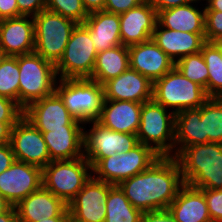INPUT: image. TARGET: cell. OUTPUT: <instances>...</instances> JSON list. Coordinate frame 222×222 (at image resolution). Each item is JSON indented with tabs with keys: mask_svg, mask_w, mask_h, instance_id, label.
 I'll list each match as a JSON object with an SVG mask.
<instances>
[{
	"mask_svg": "<svg viewBox=\"0 0 222 222\" xmlns=\"http://www.w3.org/2000/svg\"><path fill=\"white\" fill-rule=\"evenodd\" d=\"M184 184L177 159L160 156L148 169L118 186L135 208L146 212L168 209Z\"/></svg>",
	"mask_w": 222,
	"mask_h": 222,
	"instance_id": "1",
	"label": "cell"
},
{
	"mask_svg": "<svg viewBox=\"0 0 222 222\" xmlns=\"http://www.w3.org/2000/svg\"><path fill=\"white\" fill-rule=\"evenodd\" d=\"M185 184L198 189H222V144L185 147L176 157Z\"/></svg>",
	"mask_w": 222,
	"mask_h": 222,
	"instance_id": "2",
	"label": "cell"
},
{
	"mask_svg": "<svg viewBox=\"0 0 222 222\" xmlns=\"http://www.w3.org/2000/svg\"><path fill=\"white\" fill-rule=\"evenodd\" d=\"M19 105L25 109L29 104L56 91L59 80L55 65L36 52L18 55Z\"/></svg>",
	"mask_w": 222,
	"mask_h": 222,
	"instance_id": "3",
	"label": "cell"
},
{
	"mask_svg": "<svg viewBox=\"0 0 222 222\" xmlns=\"http://www.w3.org/2000/svg\"><path fill=\"white\" fill-rule=\"evenodd\" d=\"M169 111V112H168ZM175 114L153 99L142 103L138 142L160 156H172L175 145Z\"/></svg>",
	"mask_w": 222,
	"mask_h": 222,
	"instance_id": "4",
	"label": "cell"
},
{
	"mask_svg": "<svg viewBox=\"0 0 222 222\" xmlns=\"http://www.w3.org/2000/svg\"><path fill=\"white\" fill-rule=\"evenodd\" d=\"M68 112L82 123L96 121L100 116L104 87L90 78L59 79L55 91Z\"/></svg>",
	"mask_w": 222,
	"mask_h": 222,
	"instance_id": "5",
	"label": "cell"
},
{
	"mask_svg": "<svg viewBox=\"0 0 222 222\" xmlns=\"http://www.w3.org/2000/svg\"><path fill=\"white\" fill-rule=\"evenodd\" d=\"M209 98L204 88L186 78L176 67L153 82L152 99L174 114L199 108Z\"/></svg>",
	"mask_w": 222,
	"mask_h": 222,
	"instance_id": "6",
	"label": "cell"
},
{
	"mask_svg": "<svg viewBox=\"0 0 222 222\" xmlns=\"http://www.w3.org/2000/svg\"><path fill=\"white\" fill-rule=\"evenodd\" d=\"M34 52L56 65L61 59L77 23L62 15L44 9L33 17Z\"/></svg>",
	"mask_w": 222,
	"mask_h": 222,
	"instance_id": "7",
	"label": "cell"
},
{
	"mask_svg": "<svg viewBox=\"0 0 222 222\" xmlns=\"http://www.w3.org/2000/svg\"><path fill=\"white\" fill-rule=\"evenodd\" d=\"M92 176V166L84 156L51 161L42 169L43 186L67 205Z\"/></svg>",
	"mask_w": 222,
	"mask_h": 222,
	"instance_id": "8",
	"label": "cell"
},
{
	"mask_svg": "<svg viewBox=\"0 0 222 222\" xmlns=\"http://www.w3.org/2000/svg\"><path fill=\"white\" fill-rule=\"evenodd\" d=\"M158 155L151 147L138 143L127 153H116L101 159L93 168V177L112 185L148 169L158 160Z\"/></svg>",
	"mask_w": 222,
	"mask_h": 222,
	"instance_id": "9",
	"label": "cell"
},
{
	"mask_svg": "<svg viewBox=\"0 0 222 222\" xmlns=\"http://www.w3.org/2000/svg\"><path fill=\"white\" fill-rule=\"evenodd\" d=\"M97 56L88 27L77 24L64 53L55 65L59 79L91 78Z\"/></svg>",
	"mask_w": 222,
	"mask_h": 222,
	"instance_id": "10",
	"label": "cell"
},
{
	"mask_svg": "<svg viewBox=\"0 0 222 222\" xmlns=\"http://www.w3.org/2000/svg\"><path fill=\"white\" fill-rule=\"evenodd\" d=\"M89 130L84 127V157L92 168L103 158L115 155L116 153H127L138 142L136 134L115 132L104 127L97 121L84 123L90 124Z\"/></svg>",
	"mask_w": 222,
	"mask_h": 222,
	"instance_id": "11",
	"label": "cell"
},
{
	"mask_svg": "<svg viewBox=\"0 0 222 222\" xmlns=\"http://www.w3.org/2000/svg\"><path fill=\"white\" fill-rule=\"evenodd\" d=\"M23 116L42 133L57 129H84L85 126L68 112L56 92L29 104Z\"/></svg>",
	"mask_w": 222,
	"mask_h": 222,
	"instance_id": "12",
	"label": "cell"
},
{
	"mask_svg": "<svg viewBox=\"0 0 222 222\" xmlns=\"http://www.w3.org/2000/svg\"><path fill=\"white\" fill-rule=\"evenodd\" d=\"M114 185L93 176L67 205L72 222H105L106 201Z\"/></svg>",
	"mask_w": 222,
	"mask_h": 222,
	"instance_id": "13",
	"label": "cell"
},
{
	"mask_svg": "<svg viewBox=\"0 0 222 222\" xmlns=\"http://www.w3.org/2000/svg\"><path fill=\"white\" fill-rule=\"evenodd\" d=\"M10 144L15 160L42 169L51 162L42 132L24 116L12 127Z\"/></svg>",
	"mask_w": 222,
	"mask_h": 222,
	"instance_id": "14",
	"label": "cell"
},
{
	"mask_svg": "<svg viewBox=\"0 0 222 222\" xmlns=\"http://www.w3.org/2000/svg\"><path fill=\"white\" fill-rule=\"evenodd\" d=\"M42 185V168L22 161L15 160L0 174V194L11 206H16Z\"/></svg>",
	"mask_w": 222,
	"mask_h": 222,
	"instance_id": "15",
	"label": "cell"
},
{
	"mask_svg": "<svg viewBox=\"0 0 222 222\" xmlns=\"http://www.w3.org/2000/svg\"><path fill=\"white\" fill-rule=\"evenodd\" d=\"M129 67L151 82L162 78L175 67V62L152 40L128 46Z\"/></svg>",
	"mask_w": 222,
	"mask_h": 222,
	"instance_id": "16",
	"label": "cell"
},
{
	"mask_svg": "<svg viewBox=\"0 0 222 222\" xmlns=\"http://www.w3.org/2000/svg\"><path fill=\"white\" fill-rule=\"evenodd\" d=\"M119 18L122 45L128 47L152 39L157 24V11L146 0L119 14Z\"/></svg>",
	"mask_w": 222,
	"mask_h": 222,
	"instance_id": "17",
	"label": "cell"
},
{
	"mask_svg": "<svg viewBox=\"0 0 222 222\" xmlns=\"http://www.w3.org/2000/svg\"><path fill=\"white\" fill-rule=\"evenodd\" d=\"M104 99L144 103L152 100L153 82L130 67L103 84Z\"/></svg>",
	"mask_w": 222,
	"mask_h": 222,
	"instance_id": "18",
	"label": "cell"
},
{
	"mask_svg": "<svg viewBox=\"0 0 222 222\" xmlns=\"http://www.w3.org/2000/svg\"><path fill=\"white\" fill-rule=\"evenodd\" d=\"M18 222H37L43 218L69 217L67 204L43 185L16 206Z\"/></svg>",
	"mask_w": 222,
	"mask_h": 222,
	"instance_id": "19",
	"label": "cell"
},
{
	"mask_svg": "<svg viewBox=\"0 0 222 222\" xmlns=\"http://www.w3.org/2000/svg\"><path fill=\"white\" fill-rule=\"evenodd\" d=\"M0 46L8 56H18L34 52L35 33L33 17L20 16L0 20Z\"/></svg>",
	"mask_w": 222,
	"mask_h": 222,
	"instance_id": "20",
	"label": "cell"
},
{
	"mask_svg": "<svg viewBox=\"0 0 222 222\" xmlns=\"http://www.w3.org/2000/svg\"><path fill=\"white\" fill-rule=\"evenodd\" d=\"M142 103L132 101H103L98 123L115 132L136 134L140 124Z\"/></svg>",
	"mask_w": 222,
	"mask_h": 222,
	"instance_id": "21",
	"label": "cell"
},
{
	"mask_svg": "<svg viewBox=\"0 0 222 222\" xmlns=\"http://www.w3.org/2000/svg\"><path fill=\"white\" fill-rule=\"evenodd\" d=\"M152 40L176 63L179 59L199 53L205 41V34L175 31L161 27L158 23Z\"/></svg>",
	"mask_w": 222,
	"mask_h": 222,
	"instance_id": "22",
	"label": "cell"
},
{
	"mask_svg": "<svg viewBox=\"0 0 222 222\" xmlns=\"http://www.w3.org/2000/svg\"><path fill=\"white\" fill-rule=\"evenodd\" d=\"M201 1L158 11L157 23L175 31L205 34V8L201 10L196 4Z\"/></svg>",
	"mask_w": 222,
	"mask_h": 222,
	"instance_id": "23",
	"label": "cell"
},
{
	"mask_svg": "<svg viewBox=\"0 0 222 222\" xmlns=\"http://www.w3.org/2000/svg\"><path fill=\"white\" fill-rule=\"evenodd\" d=\"M177 222H207L210 215L202 189L184 184L168 207Z\"/></svg>",
	"mask_w": 222,
	"mask_h": 222,
	"instance_id": "24",
	"label": "cell"
},
{
	"mask_svg": "<svg viewBox=\"0 0 222 222\" xmlns=\"http://www.w3.org/2000/svg\"><path fill=\"white\" fill-rule=\"evenodd\" d=\"M84 24L89 29L97 53L122 45L119 14L104 10L91 12Z\"/></svg>",
	"mask_w": 222,
	"mask_h": 222,
	"instance_id": "25",
	"label": "cell"
},
{
	"mask_svg": "<svg viewBox=\"0 0 222 222\" xmlns=\"http://www.w3.org/2000/svg\"><path fill=\"white\" fill-rule=\"evenodd\" d=\"M42 134L51 161L73 160L84 156V129H57Z\"/></svg>",
	"mask_w": 222,
	"mask_h": 222,
	"instance_id": "26",
	"label": "cell"
},
{
	"mask_svg": "<svg viewBox=\"0 0 222 222\" xmlns=\"http://www.w3.org/2000/svg\"><path fill=\"white\" fill-rule=\"evenodd\" d=\"M174 129L175 145L173 157H176L185 147L208 143V137H203L201 106L176 113Z\"/></svg>",
	"mask_w": 222,
	"mask_h": 222,
	"instance_id": "27",
	"label": "cell"
},
{
	"mask_svg": "<svg viewBox=\"0 0 222 222\" xmlns=\"http://www.w3.org/2000/svg\"><path fill=\"white\" fill-rule=\"evenodd\" d=\"M129 68V50L118 45L97 53L93 73L90 79L103 85L108 80L122 74Z\"/></svg>",
	"mask_w": 222,
	"mask_h": 222,
	"instance_id": "28",
	"label": "cell"
},
{
	"mask_svg": "<svg viewBox=\"0 0 222 222\" xmlns=\"http://www.w3.org/2000/svg\"><path fill=\"white\" fill-rule=\"evenodd\" d=\"M105 222H141L143 212L135 208L118 185L108 192Z\"/></svg>",
	"mask_w": 222,
	"mask_h": 222,
	"instance_id": "29",
	"label": "cell"
},
{
	"mask_svg": "<svg viewBox=\"0 0 222 222\" xmlns=\"http://www.w3.org/2000/svg\"><path fill=\"white\" fill-rule=\"evenodd\" d=\"M201 54L208 68L207 95L222 97V54L221 42H205Z\"/></svg>",
	"mask_w": 222,
	"mask_h": 222,
	"instance_id": "30",
	"label": "cell"
},
{
	"mask_svg": "<svg viewBox=\"0 0 222 222\" xmlns=\"http://www.w3.org/2000/svg\"><path fill=\"white\" fill-rule=\"evenodd\" d=\"M201 121L203 137H208V143L222 144V97H210L201 106Z\"/></svg>",
	"mask_w": 222,
	"mask_h": 222,
	"instance_id": "31",
	"label": "cell"
},
{
	"mask_svg": "<svg viewBox=\"0 0 222 222\" xmlns=\"http://www.w3.org/2000/svg\"><path fill=\"white\" fill-rule=\"evenodd\" d=\"M0 96L19 104L18 56H7L0 64Z\"/></svg>",
	"mask_w": 222,
	"mask_h": 222,
	"instance_id": "32",
	"label": "cell"
},
{
	"mask_svg": "<svg viewBox=\"0 0 222 222\" xmlns=\"http://www.w3.org/2000/svg\"><path fill=\"white\" fill-rule=\"evenodd\" d=\"M175 67L186 78L204 88L207 93L208 68L201 52L179 59Z\"/></svg>",
	"mask_w": 222,
	"mask_h": 222,
	"instance_id": "33",
	"label": "cell"
},
{
	"mask_svg": "<svg viewBox=\"0 0 222 222\" xmlns=\"http://www.w3.org/2000/svg\"><path fill=\"white\" fill-rule=\"evenodd\" d=\"M46 9L83 24L89 13L83 6L82 0H46Z\"/></svg>",
	"mask_w": 222,
	"mask_h": 222,
	"instance_id": "34",
	"label": "cell"
},
{
	"mask_svg": "<svg viewBox=\"0 0 222 222\" xmlns=\"http://www.w3.org/2000/svg\"><path fill=\"white\" fill-rule=\"evenodd\" d=\"M205 41L222 42V12L205 10Z\"/></svg>",
	"mask_w": 222,
	"mask_h": 222,
	"instance_id": "35",
	"label": "cell"
},
{
	"mask_svg": "<svg viewBox=\"0 0 222 222\" xmlns=\"http://www.w3.org/2000/svg\"><path fill=\"white\" fill-rule=\"evenodd\" d=\"M24 114V109L15 101L0 96V121L16 124Z\"/></svg>",
	"mask_w": 222,
	"mask_h": 222,
	"instance_id": "36",
	"label": "cell"
},
{
	"mask_svg": "<svg viewBox=\"0 0 222 222\" xmlns=\"http://www.w3.org/2000/svg\"><path fill=\"white\" fill-rule=\"evenodd\" d=\"M210 218L222 220V189H202Z\"/></svg>",
	"mask_w": 222,
	"mask_h": 222,
	"instance_id": "37",
	"label": "cell"
},
{
	"mask_svg": "<svg viewBox=\"0 0 222 222\" xmlns=\"http://www.w3.org/2000/svg\"><path fill=\"white\" fill-rule=\"evenodd\" d=\"M18 10L22 16L34 17L46 9V0H17Z\"/></svg>",
	"mask_w": 222,
	"mask_h": 222,
	"instance_id": "38",
	"label": "cell"
},
{
	"mask_svg": "<svg viewBox=\"0 0 222 222\" xmlns=\"http://www.w3.org/2000/svg\"><path fill=\"white\" fill-rule=\"evenodd\" d=\"M144 0H106L104 11L121 14L137 7Z\"/></svg>",
	"mask_w": 222,
	"mask_h": 222,
	"instance_id": "39",
	"label": "cell"
},
{
	"mask_svg": "<svg viewBox=\"0 0 222 222\" xmlns=\"http://www.w3.org/2000/svg\"><path fill=\"white\" fill-rule=\"evenodd\" d=\"M141 222H177L168 209L143 212Z\"/></svg>",
	"mask_w": 222,
	"mask_h": 222,
	"instance_id": "40",
	"label": "cell"
},
{
	"mask_svg": "<svg viewBox=\"0 0 222 222\" xmlns=\"http://www.w3.org/2000/svg\"><path fill=\"white\" fill-rule=\"evenodd\" d=\"M20 16L17 0H0V20Z\"/></svg>",
	"mask_w": 222,
	"mask_h": 222,
	"instance_id": "41",
	"label": "cell"
},
{
	"mask_svg": "<svg viewBox=\"0 0 222 222\" xmlns=\"http://www.w3.org/2000/svg\"><path fill=\"white\" fill-rule=\"evenodd\" d=\"M15 161L14 153L10 143L0 144V174L10 168Z\"/></svg>",
	"mask_w": 222,
	"mask_h": 222,
	"instance_id": "42",
	"label": "cell"
},
{
	"mask_svg": "<svg viewBox=\"0 0 222 222\" xmlns=\"http://www.w3.org/2000/svg\"><path fill=\"white\" fill-rule=\"evenodd\" d=\"M158 12L172 7L183 6L196 0H146Z\"/></svg>",
	"mask_w": 222,
	"mask_h": 222,
	"instance_id": "43",
	"label": "cell"
},
{
	"mask_svg": "<svg viewBox=\"0 0 222 222\" xmlns=\"http://www.w3.org/2000/svg\"><path fill=\"white\" fill-rule=\"evenodd\" d=\"M106 0H82L83 6L88 13L105 9Z\"/></svg>",
	"mask_w": 222,
	"mask_h": 222,
	"instance_id": "44",
	"label": "cell"
},
{
	"mask_svg": "<svg viewBox=\"0 0 222 222\" xmlns=\"http://www.w3.org/2000/svg\"><path fill=\"white\" fill-rule=\"evenodd\" d=\"M14 125L0 121V144L10 143L12 127Z\"/></svg>",
	"mask_w": 222,
	"mask_h": 222,
	"instance_id": "45",
	"label": "cell"
},
{
	"mask_svg": "<svg viewBox=\"0 0 222 222\" xmlns=\"http://www.w3.org/2000/svg\"><path fill=\"white\" fill-rule=\"evenodd\" d=\"M0 222H18L16 207L11 206L5 213L1 214Z\"/></svg>",
	"mask_w": 222,
	"mask_h": 222,
	"instance_id": "46",
	"label": "cell"
},
{
	"mask_svg": "<svg viewBox=\"0 0 222 222\" xmlns=\"http://www.w3.org/2000/svg\"><path fill=\"white\" fill-rule=\"evenodd\" d=\"M206 1L205 10H215L222 12V0H203Z\"/></svg>",
	"mask_w": 222,
	"mask_h": 222,
	"instance_id": "47",
	"label": "cell"
},
{
	"mask_svg": "<svg viewBox=\"0 0 222 222\" xmlns=\"http://www.w3.org/2000/svg\"><path fill=\"white\" fill-rule=\"evenodd\" d=\"M70 217H51V218H43L37 222H69Z\"/></svg>",
	"mask_w": 222,
	"mask_h": 222,
	"instance_id": "48",
	"label": "cell"
},
{
	"mask_svg": "<svg viewBox=\"0 0 222 222\" xmlns=\"http://www.w3.org/2000/svg\"><path fill=\"white\" fill-rule=\"evenodd\" d=\"M11 205L8 203V201L0 194V215L5 213Z\"/></svg>",
	"mask_w": 222,
	"mask_h": 222,
	"instance_id": "49",
	"label": "cell"
},
{
	"mask_svg": "<svg viewBox=\"0 0 222 222\" xmlns=\"http://www.w3.org/2000/svg\"><path fill=\"white\" fill-rule=\"evenodd\" d=\"M8 55L4 51V49L0 46V64L6 59Z\"/></svg>",
	"mask_w": 222,
	"mask_h": 222,
	"instance_id": "50",
	"label": "cell"
},
{
	"mask_svg": "<svg viewBox=\"0 0 222 222\" xmlns=\"http://www.w3.org/2000/svg\"><path fill=\"white\" fill-rule=\"evenodd\" d=\"M207 222H222V220H212V219H210V220L207 221Z\"/></svg>",
	"mask_w": 222,
	"mask_h": 222,
	"instance_id": "51",
	"label": "cell"
}]
</instances>
